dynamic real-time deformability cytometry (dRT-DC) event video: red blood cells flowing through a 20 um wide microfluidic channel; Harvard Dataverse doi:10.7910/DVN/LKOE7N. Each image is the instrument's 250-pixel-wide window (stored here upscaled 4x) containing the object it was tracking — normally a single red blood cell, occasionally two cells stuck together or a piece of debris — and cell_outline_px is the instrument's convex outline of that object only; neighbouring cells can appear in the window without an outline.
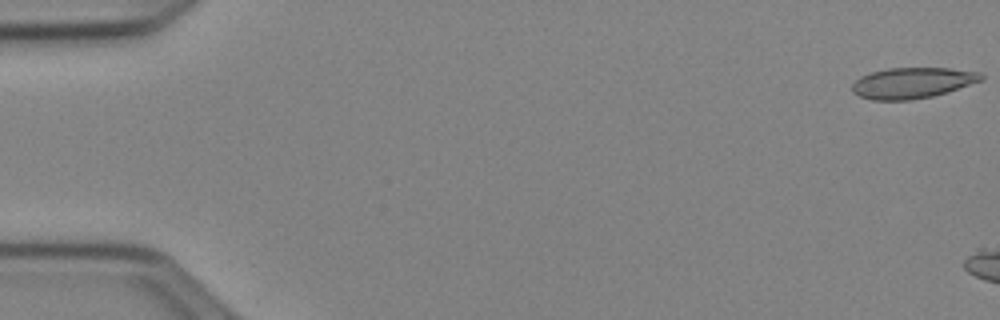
{"species": "Egyptian fruit bat (a non-hibernating species)", "species_latin": "Rousettus aegyptiacus", "temperature_condition": "cold", "stored_images_in_passage": 6, "camera_frame_rate_fps": 3000, "um_per_image_px": 0.085, "animal": {"sex": "female"}, "frame": {"image": 1, "passage_image": 1, "time_ms": 0.0, "image_size_px": [1000, 320], "cell_outline_px": [[984, 80], [932, 96], [908, 100], [872, 100], [860, 96], [852, 92], [852, 84], [860, 76], [872, 72], [888, 68], [948, 68], [980, 72], [984, 76]], "centroid_in_image_um": [77.54, 7.04], "position_along_channel_um": 7.5, "area_um2": 23.06}}